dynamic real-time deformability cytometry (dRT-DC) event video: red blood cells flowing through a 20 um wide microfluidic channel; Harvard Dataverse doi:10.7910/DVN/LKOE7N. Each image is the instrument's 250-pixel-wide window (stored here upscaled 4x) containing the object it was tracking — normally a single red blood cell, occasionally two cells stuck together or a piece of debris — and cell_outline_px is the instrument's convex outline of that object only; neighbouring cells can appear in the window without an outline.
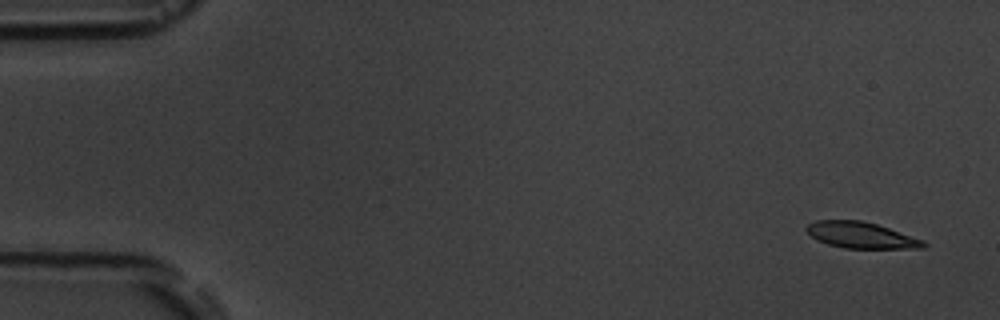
{"species": "common noctule bat (a hibernating species)", "species_latin": "Nyctalus noctula", "temperature_condition": "room temperature", "stored_images_in_passage": 5, "camera_frame_rate_fps": 3000, "um_per_image_px": 0.085, "animal": {"sex": "male", "body_mass_g": 19.5, "forearm_length_mm": 54.6}, "frame": {"image": 1, "passage_image": 1, "time_ms": 0.0, "image_size_px": [1000, 320], "cell_outline_px": [[928, 244], [924, 248], [844, 248], [828, 244], [816, 240], [804, 228], [808, 224], [816, 220], [860, 220], [876, 224], [924, 240]], "centroid_in_image_um": [73.18, 19.99], "position_along_channel_um": 11.8, "area_um2": 17.74}}
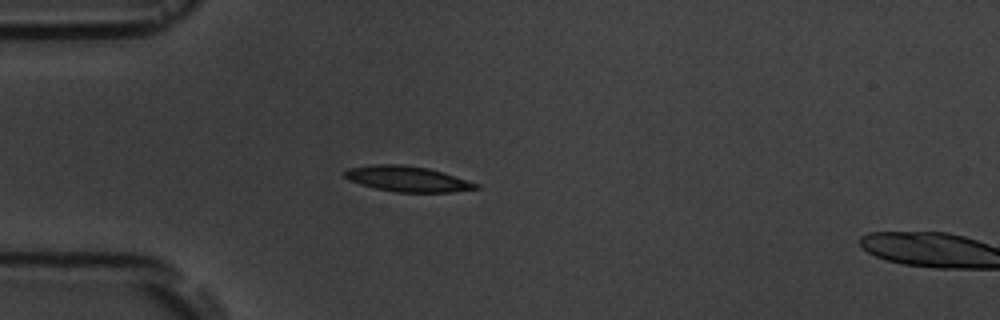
{"frame": {"image": 2, "passage_image": 4, "time_ms": 4.333, "image_size_px": [1000, 320], "cell_outline_px": [[480, 188], [452, 192], [396, 192], [376, 188], [360, 184], [344, 176], [344, 172], [348, 168], [372, 164], [404, 164], [428, 168], [444, 172], [480, 184]], "centroid_in_image_um": [34.67, 15.2], "position_along_channel_um": 50.3, "area_um2": 19.54}}